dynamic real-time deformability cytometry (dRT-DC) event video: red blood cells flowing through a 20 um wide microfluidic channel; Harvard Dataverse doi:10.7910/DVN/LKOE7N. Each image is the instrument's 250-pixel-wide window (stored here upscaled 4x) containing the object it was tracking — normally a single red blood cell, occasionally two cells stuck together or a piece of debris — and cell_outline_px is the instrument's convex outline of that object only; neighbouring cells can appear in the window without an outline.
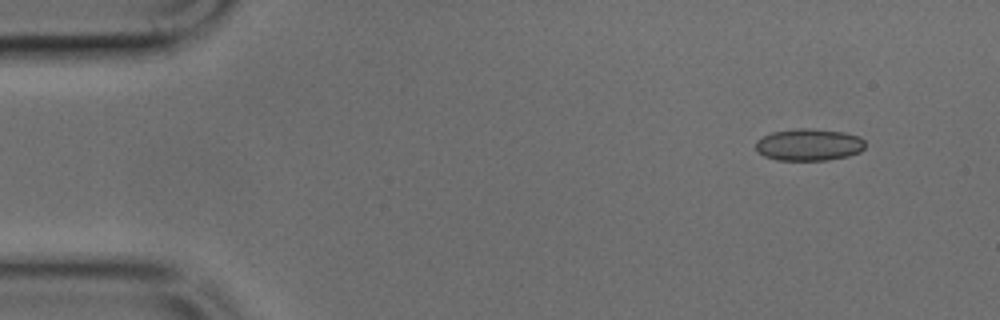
{"species": "common noctule bat (a hibernating species)", "species_latin": "Nyctalus noctula", "temperature_condition": "cold", "stored_images_in_passage": 45, "camera_frame_rate_fps": 3000, "um_per_image_px": 0.085, "animal": {"sex": "male", "body_mass_g": 17.9, "forearm_length_mm": 54.2}, "frame": {"image": 1, "passage_image": 1, "time_ms": 0.0, "image_size_px": [1000, 320], "cell_outline_px": [[864, 148], [860, 152], [848, 156], [828, 160], [776, 160], [764, 156], [756, 152], [756, 140], [772, 132], [796, 128], [812, 128], [844, 132], [860, 136], [864, 140]], "centroid_in_image_um": [68.75, 12.3], "position_along_channel_um": 16.2, "area_um2": 20.63}}
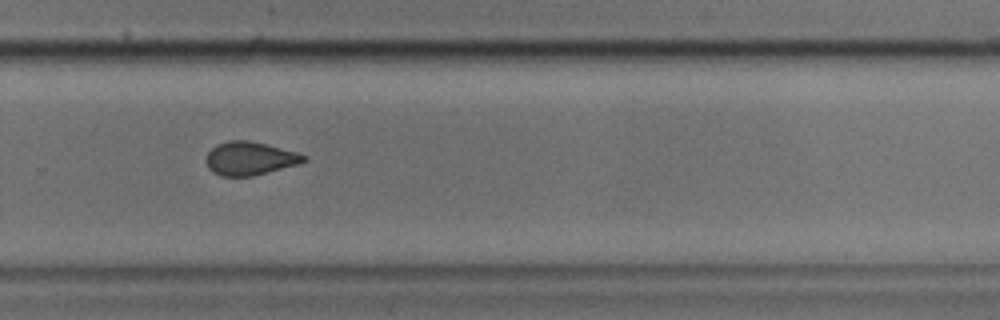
{"frame": {"image": 2, "passage_image": 29, "time_ms": 9.333, "image_size_px": [1000, 320], "cell_outline_px": [[308, 160], [296, 164], [252, 176], [220, 176], [212, 172], [208, 168], [204, 160], [208, 152], [216, 144], [228, 140], [248, 140], [268, 144], [296, 152], [308, 156]], "centroid_in_image_um": [21.19, 13.45], "position_along_channel_um": 308.6, "area_um2": 19.07}}
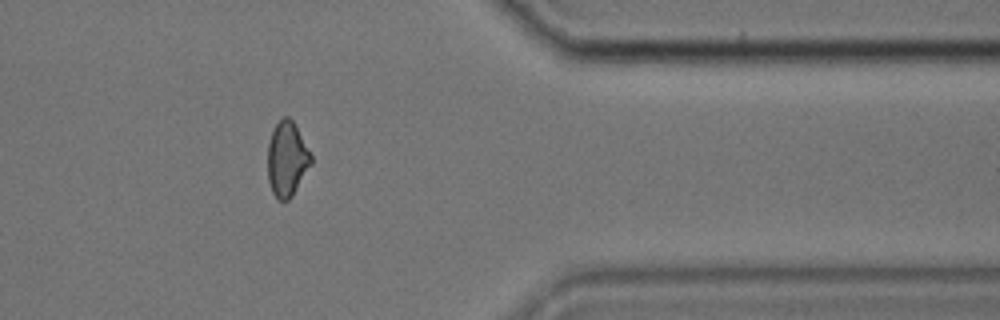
{"frame": {"image": 3, "passage_image": 36, "time_ms": 11.667, "image_size_px": [1000, 320], "cell_outline_px": [[312, 164], [292, 196], [288, 200], [276, 200], [272, 192], [268, 180], [268, 144], [272, 132], [276, 124], [284, 116], [288, 116], [292, 120], [312, 156]], "centroid_in_image_um": [24.39, 13.55], "position_along_channel_um": 387.0, "area_um2": 18.79}}